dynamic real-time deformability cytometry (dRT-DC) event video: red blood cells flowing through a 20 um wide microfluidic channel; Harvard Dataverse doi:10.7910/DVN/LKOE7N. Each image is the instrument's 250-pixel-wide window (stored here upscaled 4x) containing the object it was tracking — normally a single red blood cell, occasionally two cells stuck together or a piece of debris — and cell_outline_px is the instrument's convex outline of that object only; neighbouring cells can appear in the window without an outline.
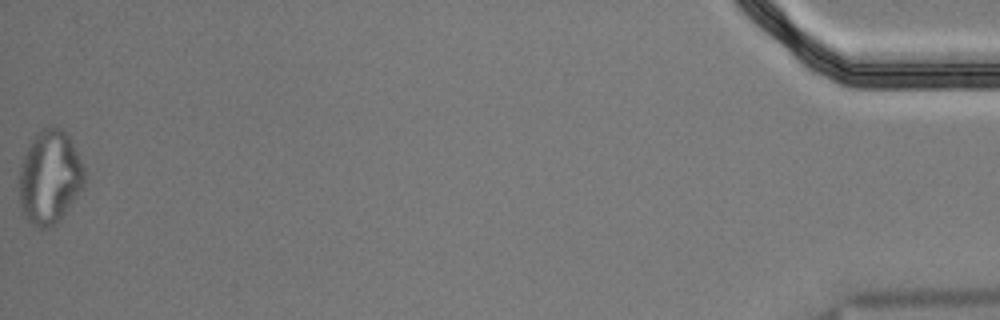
{"species": "Egyptian fruit bat (a non-hibernating species)", "species_latin": "Rousettus aegyptiacus", "temperature_condition": "cold", "stored_images_in_passage": 55, "segment_of_instrument_passage": [2, 2], "camera_frame_rate_fps": 3000, "um_per_image_px": 0.085, "animal": {"sex": "male"}, "frame": {"image": 1, "passage_image": 55, "time_ms": 18.0, "image_size_px": [1000, 320], "cell_outline_px": [[84, 188], [60, 220], [48, 228], [40, 228], [32, 224], [24, 216], [20, 208], [20, 168], [24, 156], [36, 132], [52, 124], [68, 132], [72, 140], [84, 168]], "centroid_in_image_um": [4.25, 15.05], "position_along_channel_um": 430.9, "area_um2": 35.84}}